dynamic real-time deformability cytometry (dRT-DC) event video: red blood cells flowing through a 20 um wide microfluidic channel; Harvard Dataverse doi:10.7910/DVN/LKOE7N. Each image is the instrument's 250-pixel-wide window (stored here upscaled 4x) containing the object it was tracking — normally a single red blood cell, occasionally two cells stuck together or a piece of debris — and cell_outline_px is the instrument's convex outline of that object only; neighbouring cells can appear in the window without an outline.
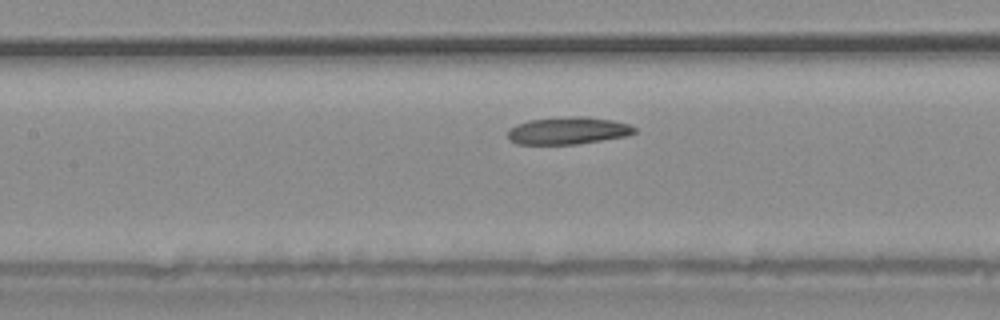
{"species": "common noctule bat (a hibernating species)", "species_latin": "Nyctalus noctula", "temperature_condition": "warm", "stored_images_in_passage": 26, "camera_frame_rate_fps": 3000, "um_per_image_px": 0.085, "animal": {"sex": "male", "body_mass_g": 20.4}, "frame": {"image": 1, "passage_image": 8, "time_ms": 2.333, "image_size_px": [1000, 320], "cell_outline_px": [[636, 132], [628, 136], [576, 144], [516, 144], [508, 140], [508, 132], [516, 124], [528, 120], [572, 116], [584, 116], [612, 120], [628, 124], [636, 128]], "centroid_in_image_um": [48.28, 11.11], "position_along_channel_um": 159.1, "area_um2": 20.17}}
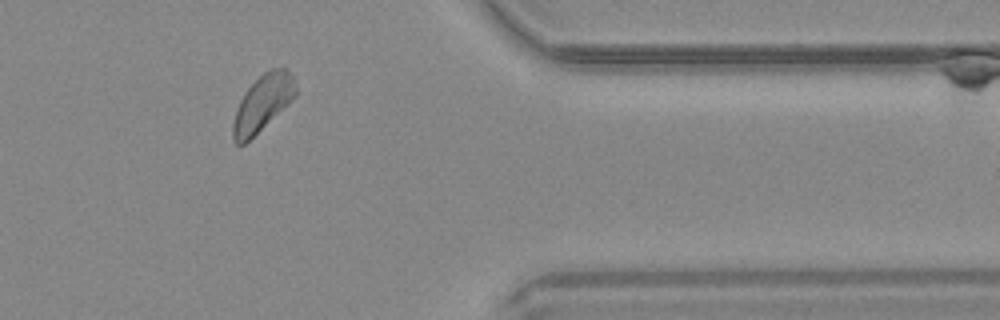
{"frame": {"image": 2, "passage_image": 22, "time_ms": 7.0, "image_size_px": [1000, 320], "cell_outline_px": [[296, 96], [288, 104], [244, 144], [236, 144], [232, 140], [232, 124], [240, 100], [244, 92], [264, 72], [272, 68], [288, 68], [292, 72], [296, 88]], "centroid_in_image_um": [22.33, 8.74], "position_along_channel_um": 389.1, "area_um2": 20.29}}